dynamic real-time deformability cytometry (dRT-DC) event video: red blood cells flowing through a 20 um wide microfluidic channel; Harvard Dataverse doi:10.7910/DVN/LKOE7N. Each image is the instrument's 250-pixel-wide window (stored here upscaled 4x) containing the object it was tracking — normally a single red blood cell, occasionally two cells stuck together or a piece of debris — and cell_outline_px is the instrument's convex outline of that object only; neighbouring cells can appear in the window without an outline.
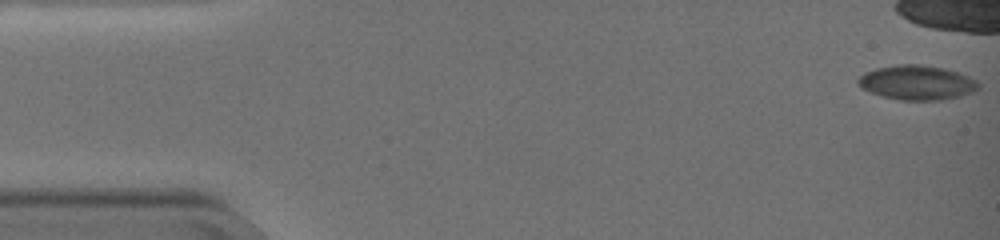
{"species": "common noctule bat (a hibernating species)", "species_latin": "Nyctalus noctula", "temperature_condition": "warm", "stored_images_in_passage": 20, "camera_frame_rate_fps": 3000, "um_per_image_px": 0.085, "animal": {"sex": "female", "body_mass_g": 19.0, "forearm_length_mm": 51.5}, "frame": {"image": 1, "passage_image": 1, "time_ms": 0.0, "image_size_px": [1000, 240], "cell_outline_px": [[980, 88], [972, 92], [960, 96], [940, 100], [900, 100], [884, 96], [860, 88], [856, 84], [856, 80], [864, 72], [876, 68], [896, 64], [916, 64], [940, 68], [956, 72], [968, 76], [976, 80], [980, 84]], "centroid_in_image_um": [77.9, 7.02], "position_along_channel_um": 7.1, "area_um2": 24.1}}
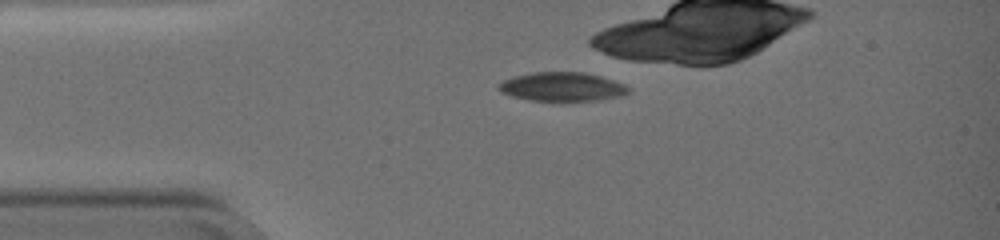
{"frame": {"image": 2, "passage_image": 12, "time_ms": 3.667, "image_size_px": [1000, 240], "cell_outline_px": [[628, 92], [624, 96], [596, 100], [532, 100], [512, 96], [500, 92], [496, 88], [496, 84], [512, 76], [532, 72], [584, 72], [600, 76], [624, 84], [628, 88]], "centroid_in_image_um": [47.73, 7.36], "position_along_channel_um": 37.3, "area_um2": 21.79}}